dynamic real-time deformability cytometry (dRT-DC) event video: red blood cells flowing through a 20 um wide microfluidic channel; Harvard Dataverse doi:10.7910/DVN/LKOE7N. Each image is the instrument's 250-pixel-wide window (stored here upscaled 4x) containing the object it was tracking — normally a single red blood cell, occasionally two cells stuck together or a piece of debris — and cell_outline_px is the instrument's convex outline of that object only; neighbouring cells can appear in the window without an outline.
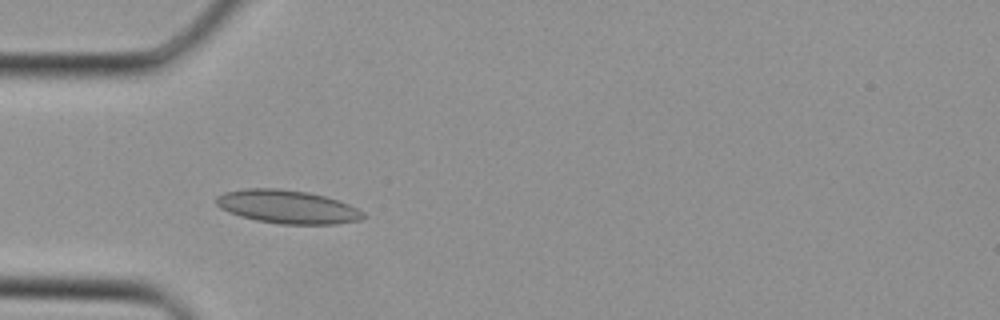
{"species": "Egyptian fruit bat (a non-hibernating species)", "species_latin": "Rousettus aegyptiacus", "temperature_condition": "cold", "stored_images_in_passage": 20, "camera_frame_rate_fps": 3000, "um_per_image_px": 0.085, "animal": {"sex": "female"}, "frame": {"image": 1, "passage_image": 11, "time_ms": 3.333, "image_size_px": [1000, 320], "cell_outline_px": [[368, 216], [360, 220], [336, 224], [280, 224], [256, 220], [240, 216], [228, 212], [220, 208], [216, 204], [216, 196], [224, 192], [248, 188], [276, 188], [308, 192], [340, 200], [364, 212]], "centroid_in_image_um": [24.44, 17.58], "position_along_channel_um": 60.6, "area_um2": 28.73}}
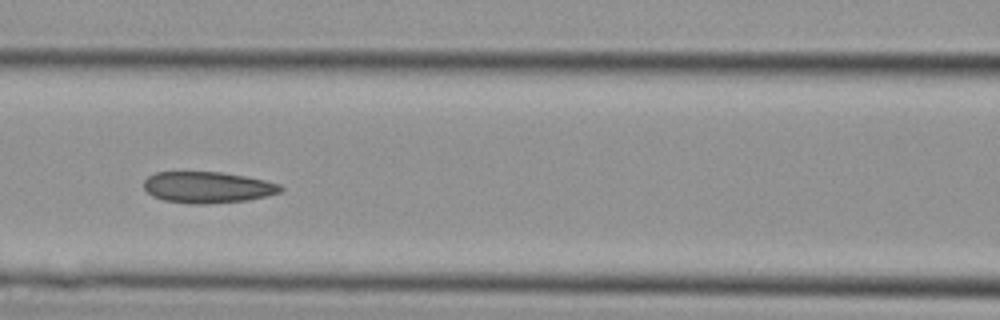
{"frame": {"image": 2, "passage_image": 16, "time_ms": 5.0, "image_size_px": [1000, 320], "cell_outline_px": [[284, 188], [280, 192], [268, 196], [248, 200], [208, 204], [188, 204], [164, 200], [152, 196], [144, 188], [144, 180], [148, 176], [156, 172], [220, 172], [244, 176], [264, 180], [280, 184]], "centroid_in_image_um": [17.65, 15.93], "position_along_channel_um": 149.0, "area_um2": 25.03}}
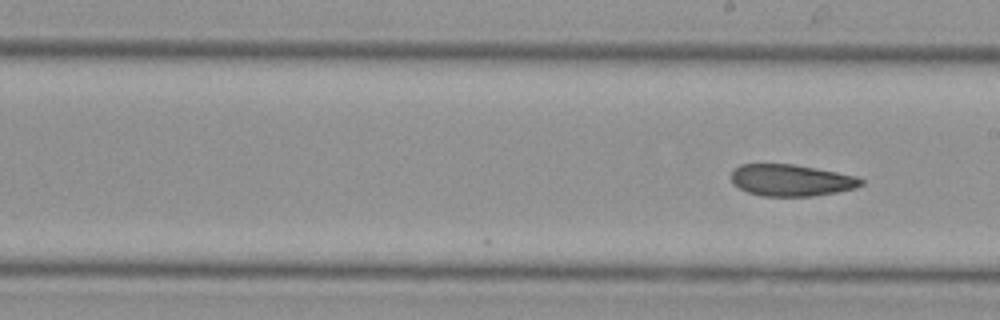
{"frame": {"image": 3, "passage_image": 20, "time_ms": 6.333, "image_size_px": [1000, 320], "cell_outline_px": [[864, 184], [856, 188], [836, 192], [812, 196], [760, 196], [748, 192], [732, 184], [732, 172], [740, 164], [792, 164], [836, 172], [856, 176], [864, 180]], "centroid_in_image_um": [67.25, 15.33], "position_along_channel_um": 221.7, "area_um2": 23.87}}